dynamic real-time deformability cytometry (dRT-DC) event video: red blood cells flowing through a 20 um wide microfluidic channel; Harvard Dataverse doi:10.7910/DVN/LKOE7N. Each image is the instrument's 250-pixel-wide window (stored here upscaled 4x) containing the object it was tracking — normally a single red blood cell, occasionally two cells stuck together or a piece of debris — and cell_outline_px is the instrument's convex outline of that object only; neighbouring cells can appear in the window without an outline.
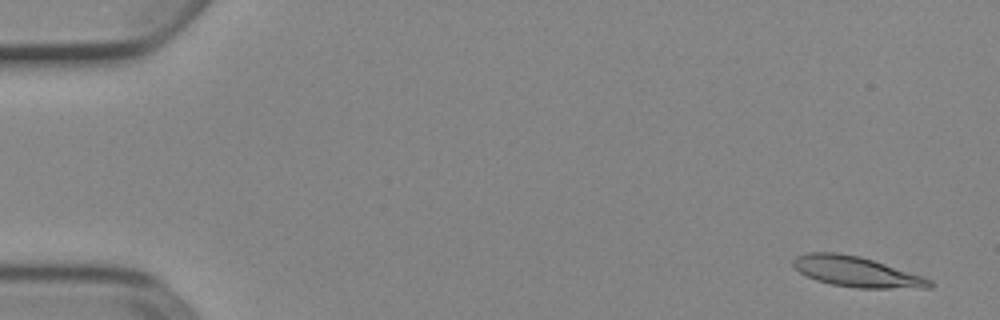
{"species": "Egyptian fruit bat (a non-hibernating species)", "species_latin": "Rousettus aegyptiacus", "temperature_condition": "cold", "stored_images_in_passage": 8, "camera_frame_rate_fps": 3000, "um_per_image_px": 0.085, "animal": {"sex": "female"}, "frame": {"image": 1, "passage_image": 1, "time_ms": 0.0, "image_size_px": [1000, 320], "cell_outline_px": [[932, 288], [856, 288], [832, 284], [816, 280], [800, 272], [792, 264], [792, 260], [796, 256], [808, 252], [840, 252], [860, 256], [924, 276], [932, 280]], "centroid_in_image_um": [72.81, 23.09], "position_along_channel_um": 12.2, "area_um2": 24.22}}
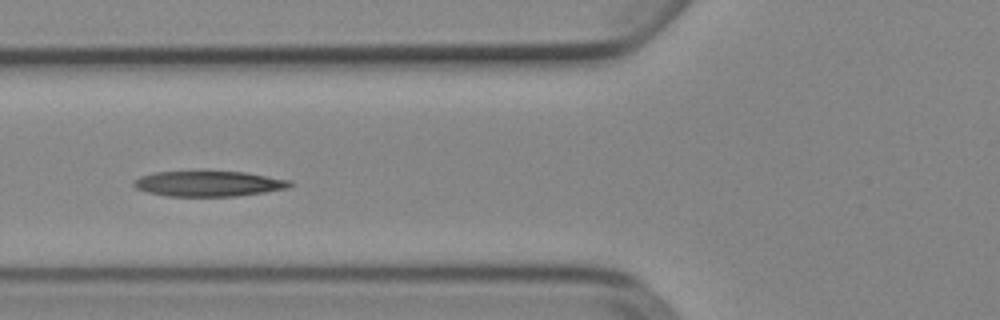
{"frame": {"image": 2, "passage_image": 6, "time_ms": 1.667, "image_size_px": [1000, 320], "cell_outline_px": [[292, 184], [288, 188], [264, 192], [236, 196], [168, 196], [148, 192], [136, 188], [132, 184], [132, 180], [140, 176], [156, 172], [244, 172], [292, 180]], "centroid_in_image_um": [17.73, 15.61], "position_along_channel_um": 108.1, "area_um2": 22.95}}
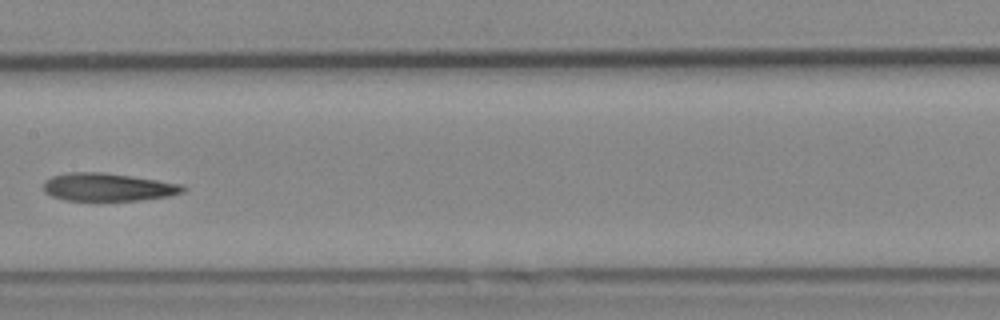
{"frame": {"image": 3, "passage_image": 8, "time_ms": 2.333, "image_size_px": [1000, 320], "cell_outline_px": [[188, 188], [184, 192], [168, 196], [140, 200], [64, 200], [52, 196], [44, 192], [44, 180], [52, 176], [68, 172], [100, 172], [184, 184]], "centroid_in_image_um": [9.17, 15.9], "position_along_channel_um": 198.2, "area_um2": 22.6}}